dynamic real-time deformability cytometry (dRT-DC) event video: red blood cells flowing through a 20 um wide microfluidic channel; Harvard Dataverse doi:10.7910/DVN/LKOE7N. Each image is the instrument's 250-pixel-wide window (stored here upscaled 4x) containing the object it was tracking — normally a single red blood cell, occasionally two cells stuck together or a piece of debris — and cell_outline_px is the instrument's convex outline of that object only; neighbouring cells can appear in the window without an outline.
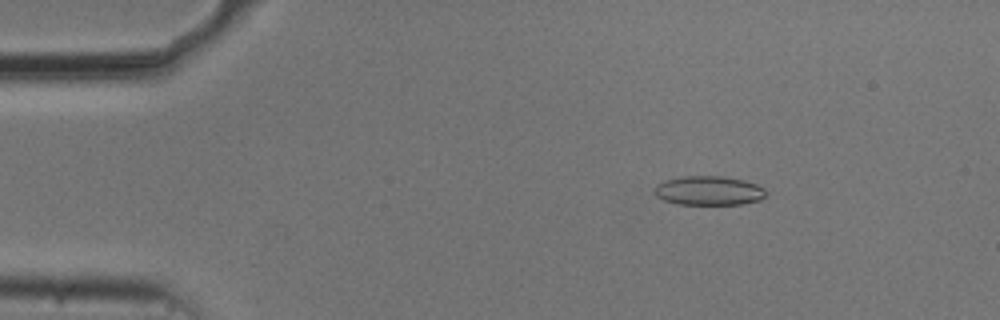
{"species": "common noctule bat (a hibernating species)", "species_latin": "Nyctalus noctula", "temperature_condition": "cold", "stored_images_in_passage": 54, "camera_frame_rate_fps": 3000, "um_per_image_px": 0.085, "animal": {"sex": "male", "body_mass_g": 20.5, "forearm_length_mm": 52.5}, "frame": {"image": 1, "passage_image": 8, "time_ms": 2.333, "image_size_px": [1000, 320], "cell_outline_px": [[764, 196], [760, 200], [740, 204], [676, 204], [664, 200], [656, 196], [652, 192], [656, 184], [664, 180], [680, 176], [720, 176], [744, 180], [756, 184], [764, 188]], "centroid_in_image_um": [60.18, 16.2], "position_along_channel_um": 24.8, "area_um2": 19.02}}
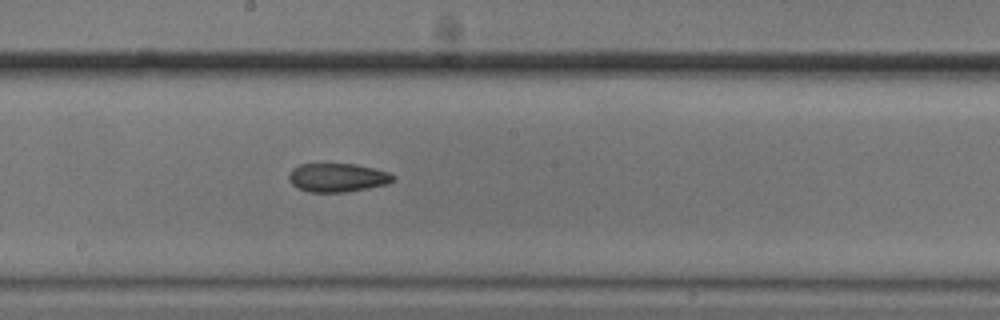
{"frame": {"image": 2, "passage_image": 29, "time_ms": 9.333, "image_size_px": [1000, 320], "cell_outline_px": [[396, 180], [388, 184], [368, 188], [344, 192], [308, 192], [296, 188], [288, 180], [288, 176], [292, 168], [300, 164], [356, 164], [388, 172], [396, 176]], "centroid_in_image_um": [28.68, 15.1], "position_along_channel_um": 219.5, "area_um2": 17.57}}
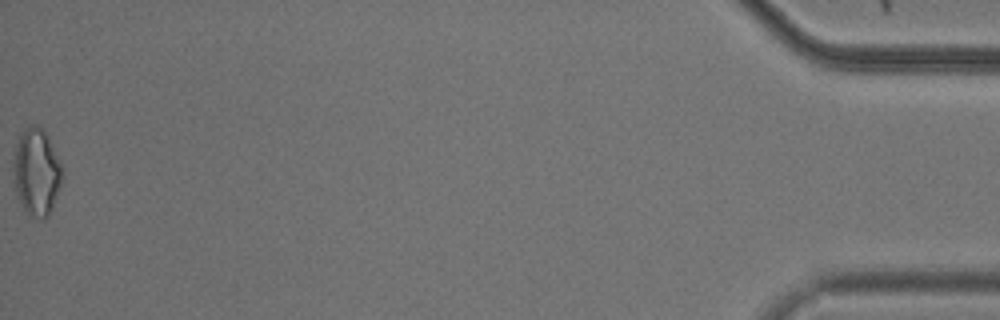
{"frame": {"image": 3, "passage_image": 54, "time_ms": 17.667, "image_size_px": [1000, 320], "cell_outline_px": [[64, 176], [52, 208], [48, 216], [44, 220], [40, 220], [28, 216], [24, 212], [16, 196], [12, 164], [16, 144], [20, 132], [24, 128], [32, 124], [36, 124], [48, 136], [60, 164]], "centroid_in_image_um": [3.07, 14.67], "position_along_channel_um": 432.1, "area_um2": 25.26}, "authors_computed_cell_mechanics": {"area_um2": 18.3804, "velocity_mm_per_s": 3.7408, "shape_relaxation_time_tau1_ms": 2.6117, "shape_relaxation_time_tau2_ms": 3.0211, "deformation_change_tau1": 0.0935, "deformation_change_tau2": 0.105}}